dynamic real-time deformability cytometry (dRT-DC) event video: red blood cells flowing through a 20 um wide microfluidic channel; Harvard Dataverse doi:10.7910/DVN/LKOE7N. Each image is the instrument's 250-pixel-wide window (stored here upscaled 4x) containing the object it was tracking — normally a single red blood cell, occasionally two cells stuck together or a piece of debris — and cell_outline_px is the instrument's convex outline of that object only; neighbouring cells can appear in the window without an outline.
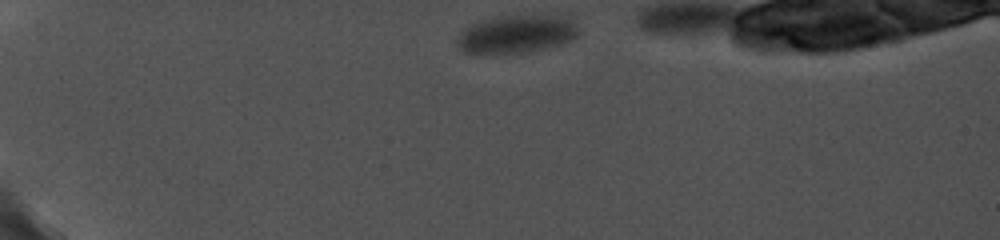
{"species": "common noctule bat (a hibernating species)", "species_latin": "Nyctalus noctula", "temperature_condition": "cold", "stored_images_in_passage": 23, "camera_frame_rate_fps": 5000, "um_per_image_px": 0.085, "animal": {"sex": "female", "body_mass_g": 19.0, "forearm_length_mm": 56.7}, "frame": {"image": 1, "passage_image": 1, "time_ms": 0.0, "image_size_px": [1000, 240], "cell_outline_px": [[580, 32], [576, 36], [560, 44], [544, 48], [520, 52], [464, 52], [460, 48], [460, 32], [464, 28], [480, 20], [500, 16], [564, 12], [572, 20]], "centroid_in_image_um": [44.02, 2.8], "position_along_channel_um": 41.0, "area_um2": 26.93}}
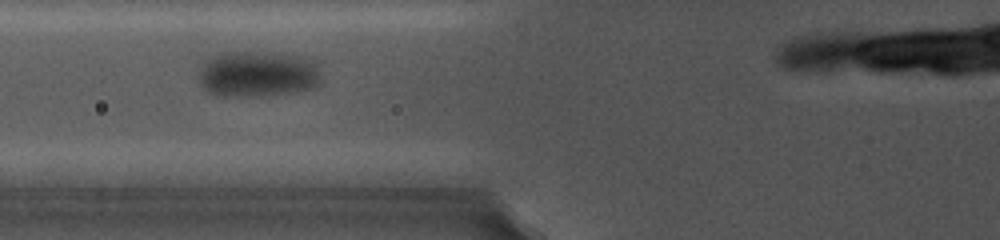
{"frame": {"image": 2, "passage_image": 9, "time_ms": 4.2, "image_size_px": [1000, 240], "cell_outline_px": [[324, 80], [320, 84], [312, 88], [292, 92], [252, 96], [224, 96], [208, 92], [200, 84], [200, 76], [204, 64], [212, 56], [232, 52], [268, 52], [308, 56], [316, 60]], "centroid_in_image_um": [22.04, 6.28], "position_along_channel_um": 103.8, "area_um2": 33.06}}
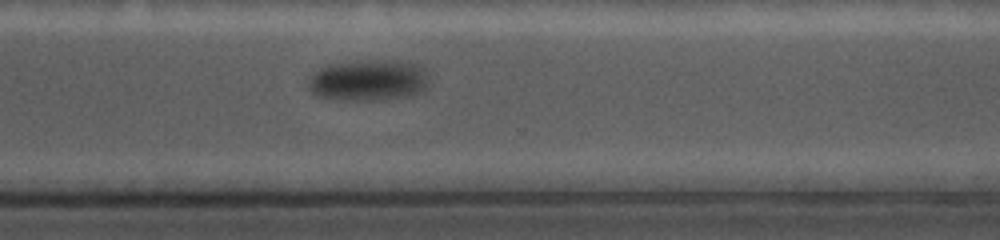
{"frame": {"image": 3, "passage_image": 22, "time_ms": 11.6, "image_size_px": [1000, 240], "cell_outline_px": [[432, 84], [428, 88], [412, 96], [372, 100], [348, 100], [316, 96], [308, 88], [308, 80], [320, 68], [328, 64], [384, 60], [408, 60], [424, 68], [428, 72]], "centroid_in_image_um": [31.43, 6.82], "position_along_channel_um": 339.2, "area_um2": 29.36}}